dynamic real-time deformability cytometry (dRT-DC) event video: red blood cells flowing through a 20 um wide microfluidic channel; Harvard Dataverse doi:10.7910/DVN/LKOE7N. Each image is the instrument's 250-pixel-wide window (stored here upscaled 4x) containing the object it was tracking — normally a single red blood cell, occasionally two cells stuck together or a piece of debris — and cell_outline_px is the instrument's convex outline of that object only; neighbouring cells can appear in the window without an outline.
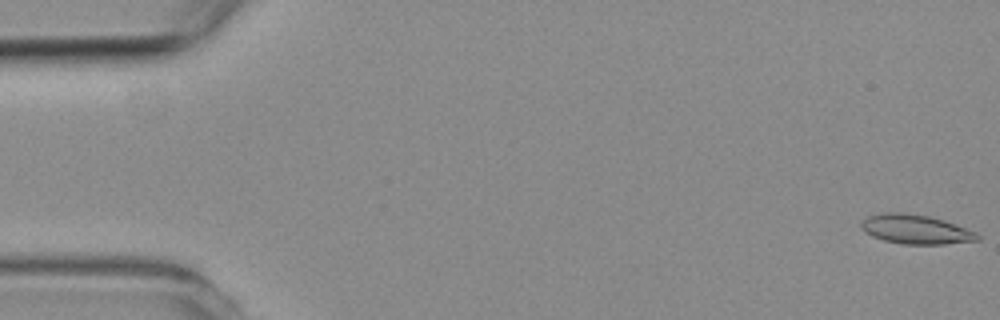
{"species": "common noctule bat (a hibernating species)", "species_latin": "Nyctalus noctula", "temperature_condition": "room temperature", "stored_images_in_passage": 20, "camera_frame_rate_fps": 3000, "um_per_image_px": 0.085, "animal": {"sex": "female", "body_mass_g": 19.3, "forearm_length_mm": 54.1}, "frame": {"image": 1, "passage_image": 1, "time_ms": 0.0, "image_size_px": [1000, 320], "cell_outline_px": [[980, 240], [944, 244], [900, 244], [884, 240], [872, 236], [860, 228], [860, 224], [868, 216], [884, 212], [900, 212], [928, 216], [944, 220], [976, 232], [980, 236]], "centroid_in_image_um": [77.83, 19.49], "position_along_channel_um": 7.2, "area_um2": 19.77}}
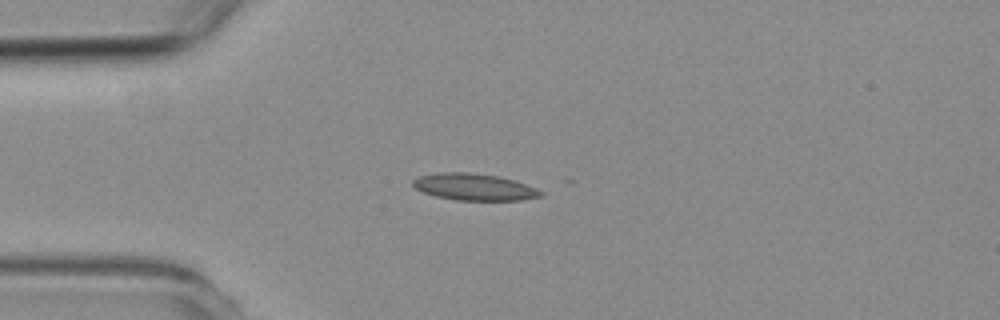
{"frame": {"image": 2, "passage_image": 14, "time_ms": 4.333, "image_size_px": [1000, 320], "cell_outline_px": [[544, 196], [520, 200], [456, 200], [436, 196], [424, 192], [416, 188], [412, 184], [412, 180], [420, 176], [440, 172], [468, 172], [500, 176], [536, 188], [544, 192]], "centroid_in_image_um": [40.32, 15.89], "position_along_channel_um": 44.7, "area_um2": 19.83}}
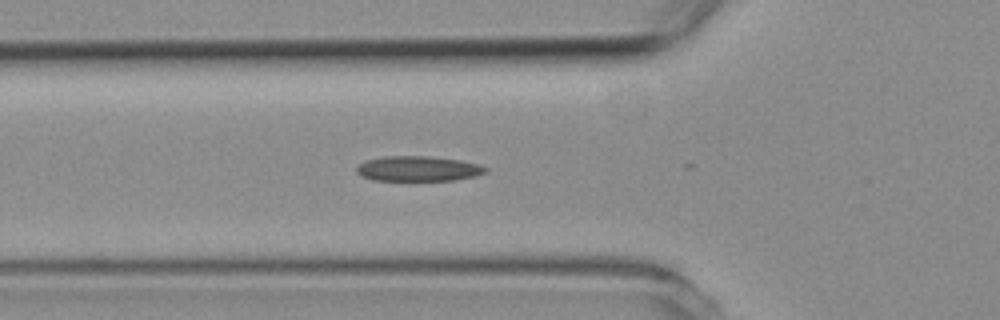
{"frame": {"image": 3, "passage_image": 19, "time_ms": 6.0, "image_size_px": [1000, 320], "cell_outline_px": [[488, 172], [476, 176], [456, 180], [372, 180], [360, 176], [356, 172], [356, 168], [364, 160], [384, 156], [428, 156], [460, 160], [476, 164], [488, 168]], "centroid_in_image_um": [35.52, 14.34], "position_along_channel_um": 90.3, "area_um2": 18.96}}